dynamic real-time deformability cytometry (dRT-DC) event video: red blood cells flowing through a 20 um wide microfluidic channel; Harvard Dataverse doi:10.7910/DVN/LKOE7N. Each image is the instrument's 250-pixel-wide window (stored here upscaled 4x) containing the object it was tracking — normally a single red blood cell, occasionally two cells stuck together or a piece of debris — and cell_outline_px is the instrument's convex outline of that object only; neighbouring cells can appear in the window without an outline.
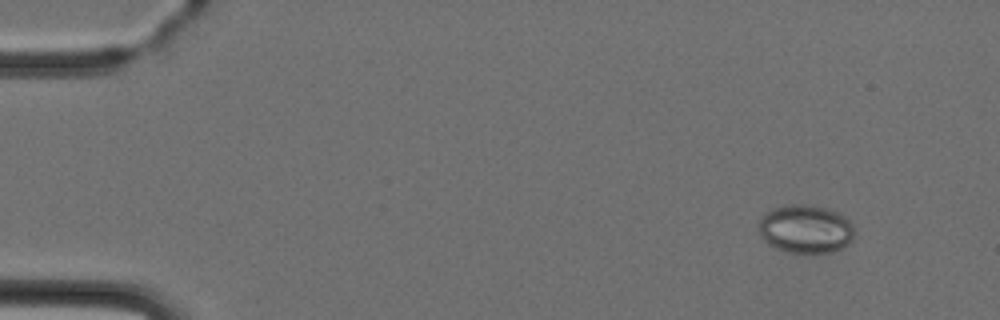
{"species": "Egyptian fruit bat (a non-hibernating species)", "species_latin": "Rousettus aegyptiacus", "temperature_condition": "cold", "stored_images_in_passage": 4, "camera_frame_rate_fps": 3000, "um_per_image_px": 0.085, "animal": {"sex": "female"}, "frame": {"image": 1, "passage_image": 1, "time_ms": 0.0, "image_size_px": [1000, 320], "cell_outline_px": [[856, 232], [852, 240], [844, 248], [832, 252], [788, 252], [776, 248], [768, 244], [760, 236], [760, 216], [772, 208], [788, 204], [812, 204], [836, 212], [844, 216], [852, 224]], "centroid_in_image_um": [68.49, 19.45], "position_along_channel_um": 16.5, "area_um2": 27.17}}